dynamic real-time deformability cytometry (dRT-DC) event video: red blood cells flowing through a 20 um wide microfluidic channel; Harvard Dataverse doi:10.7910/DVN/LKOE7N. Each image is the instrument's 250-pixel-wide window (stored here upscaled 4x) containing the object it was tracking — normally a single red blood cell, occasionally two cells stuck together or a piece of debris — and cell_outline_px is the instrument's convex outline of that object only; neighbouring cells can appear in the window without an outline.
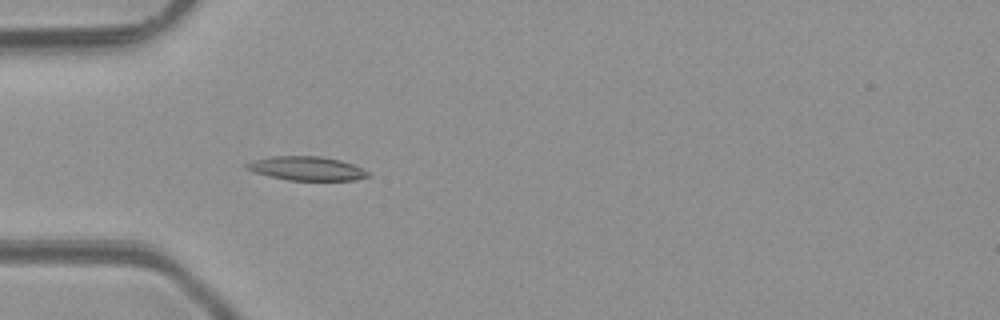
{"species": "common noctule bat (a hibernating species)", "species_latin": "Nyctalus noctula", "temperature_condition": "room temperature", "stored_images_in_passage": 4, "camera_frame_rate_fps": 3000, "um_per_image_px": 0.085, "animal": {"sex": "male", "body_mass_g": 23.1, "forearm_length_mm": 52.7}, "frame": {"image": 1, "passage_image": 4, "time_ms": 4.333, "image_size_px": [1000, 320], "cell_outline_px": [[372, 176], [356, 180], [288, 180], [268, 176], [244, 168], [244, 164], [252, 160], [272, 156], [320, 156], [340, 160], [352, 164], [372, 172]], "centroid_in_image_um": [26.1, 14.32], "position_along_channel_um": 58.9, "area_um2": 17.11}}